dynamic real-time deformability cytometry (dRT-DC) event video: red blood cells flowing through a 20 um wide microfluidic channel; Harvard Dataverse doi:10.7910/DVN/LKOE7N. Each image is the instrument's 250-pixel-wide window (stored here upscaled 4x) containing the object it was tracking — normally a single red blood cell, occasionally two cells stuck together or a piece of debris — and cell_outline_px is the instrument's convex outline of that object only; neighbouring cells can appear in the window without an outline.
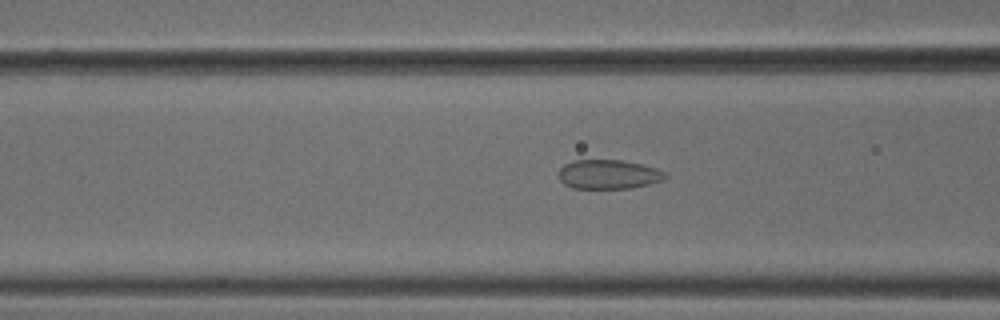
{"species": "common noctule bat (a hibernating species)", "species_latin": "Nyctalus noctula", "temperature_condition": "cold", "stored_images_in_passage": 48, "camera_frame_rate_fps": 3000, "um_per_image_px": 0.085, "animal": {"sex": "male", "body_mass_g": 18.8}, "frame": {"image": 1, "passage_image": 21, "time_ms": 6.667, "image_size_px": [1000, 320], "cell_outline_px": [[668, 176], [664, 180], [648, 184], [628, 188], [572, 188], [564, 184], [560, 180], [560, 168], [564, 164], [572, 160], [624, 160], [656, 168], [664, 172]], "centroid_in_image_um": [51.72, 14.81], "position_along_channel_um": 114.9, "area_um2": 18.09}}
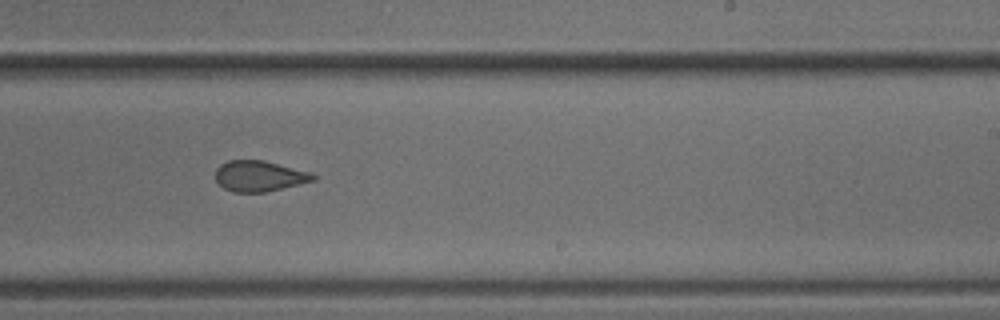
{"frame": {"image": 2, "passage_image": 33, "time_ms": 10.667, "image_size_px": [1000, 320], "cell_outline_px": [[316, 180], [264, 192], [232, 192], [224, 188], [216, 180], [216, 168], [220, 164], [228, 160], [264, 160], [308, 172], [316, 176]], "centroid_in_image_um": [22.0, 14.96], "position_along_channel_um": 267.0, "area_um2": 17.28}}
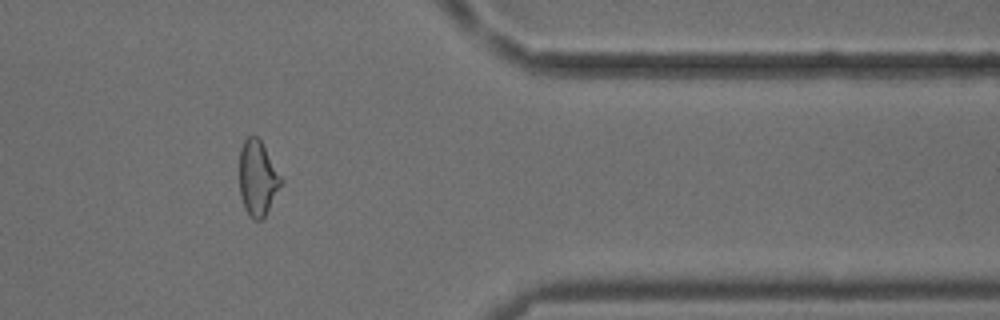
{"frame": {"image": 3, "passage_image": 44, "time_ms": 14.333, "image_size_px": [1000, 320], "cell_outline_px": [[284, 180], [264, 216], [260, 220], [252, 220], [244, 208], [240, 196], [240, 148], [244, 140], [248, 136], [256, 136], [260, 140]], "centroid_in_image_um": [21.89, 15.15], "position_along_channel_um": 389.5, "area_um2": 18.09}}